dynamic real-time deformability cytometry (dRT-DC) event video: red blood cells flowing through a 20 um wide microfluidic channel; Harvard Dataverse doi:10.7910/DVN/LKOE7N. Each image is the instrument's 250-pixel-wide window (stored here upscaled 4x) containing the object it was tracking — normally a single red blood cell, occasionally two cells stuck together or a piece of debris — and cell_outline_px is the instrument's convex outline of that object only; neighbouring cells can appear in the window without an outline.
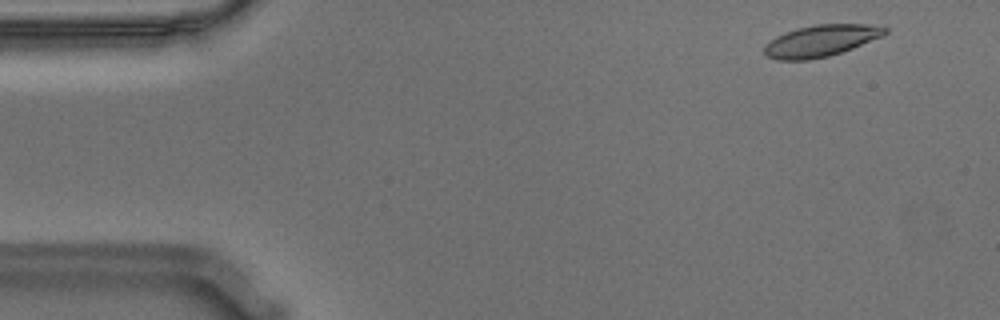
{"species": "Egyptian fruit bat (a non-hibernating species)", "species_latin": "Rousettus aegyptiacus", "temperature_condition": "warm", "stored_images_in_passage": 55, "camera_frame_rate_fps": 3000, "um_per_image_px": 0.085, "animal": {"sex": "male"}, "frame": {"image": 1, "passage_image": 3, "time_ms": 0.667, "image_size_px": [1000, 320], "cell_outline_px": [[888, 32], [884, 36], [852, 48], [828, 56], [808, 60], [776, 60], [768, 56], [764, 52], [764, 44], [776, 36], [784, 32], [796, 28], [812, 24], [864, 24], [888, 28]], "centroid_in_image_um": [69.75, 3.46], "position_along_channel_um": 15.2, "area_um2": 22.31}}
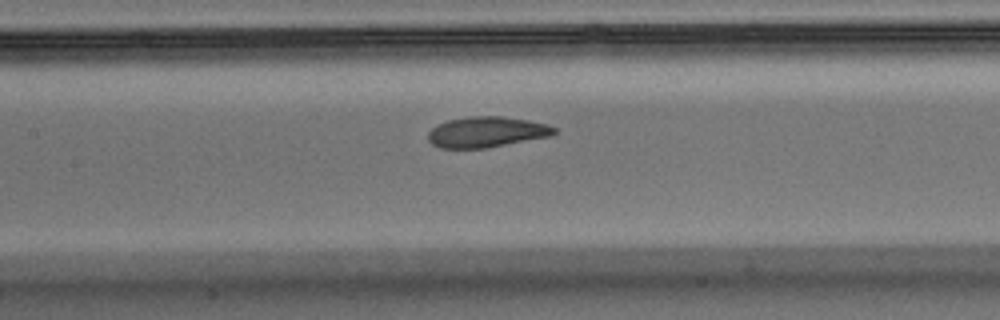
{"frame": {"image": 2, "passage_image": 24, "time_ms": 7.667, "image_size_px": [1000, 320], "cell_outline_px": [[556, 132], [548, 136], [484, 148], [440, 148], [432, 144], [428, 140], [428, 132], [436, 124], [448, 120], [472, 116], [500, 116], [528, 120], [548, 124], [556, 128]], "centroid_in_image_um": [41.31, 11.21], "position_along_channel_um": 166.1, "area_um2": 22.31}}
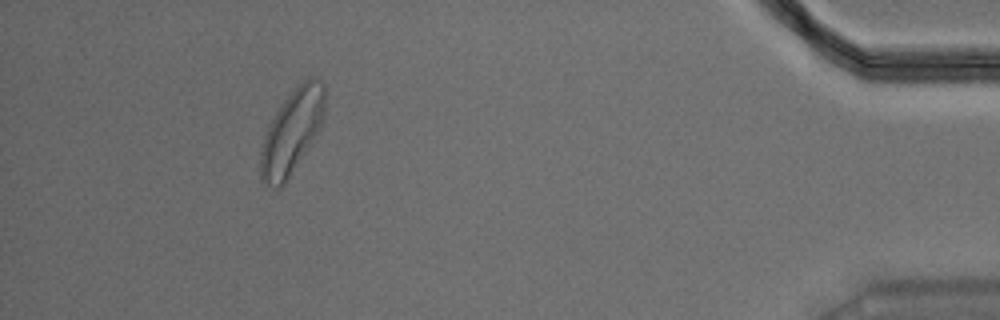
{"frame": {"image": 3, "passage_image": 50, "time_ms": 16.333, "image_size_px": [1000, 320], "cell_outline_px": [[324, 116], [320, 128], [284, 184], [280, 188], [276, 188], [260, 180], [260, 152], [264, 136], [276, 112], [284, 100], [308, 76], [312, 76], [324, 84]], "centroid_in_image_um": [24.8, 11.2], "position_along_channel_um": 410.4, "area_um2": 30.75}, "authors_computed_cell_mechanics": {"area_um2": 23.0044, "velocity_mm_per_s": 3.53, "shape_relaxation_time_tau1_ms": 3.5868, "shape_relaxation_time_tau2_ms": 2.1177, "deformation_change_tau1": 0.1398, "deformation_change_tau2": 0.0896}}